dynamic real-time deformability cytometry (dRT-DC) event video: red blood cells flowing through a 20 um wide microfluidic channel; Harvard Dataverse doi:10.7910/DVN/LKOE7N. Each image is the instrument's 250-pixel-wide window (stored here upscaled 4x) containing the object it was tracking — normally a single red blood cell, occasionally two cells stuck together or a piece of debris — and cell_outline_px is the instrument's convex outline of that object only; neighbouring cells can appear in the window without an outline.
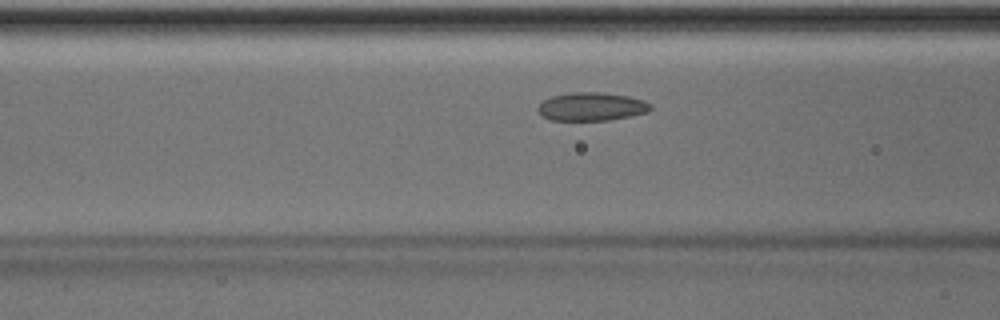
{"species": "Egyptian fruit bat (a non-hibernating species)", "species_latin": "Rousettus aegyptiacus", "temperature_condition": "room temperature", "stored_images_in_passage": 42, "camera_frame_rate_fps": 3000, "um_per_image_px": 0.085, "animal": {"sex": "male"}, "frame": {"image": 1, "passage_image": 11, "time_ms": 3.333, "image_size_px": [1000, 320], "cell_outline_px": [[652, 108], [648, 112], [632, 116], [608, 120], [548, 120], [536, 108], [544, 100], [552, 96], [572, 92], [600, 92], [628, 96], [644, 100], [652, 104]], "centroid_in_image_um": [50.32, 9.06], "position_along_channel_um": 116.3, "area_um2": 18.61}}
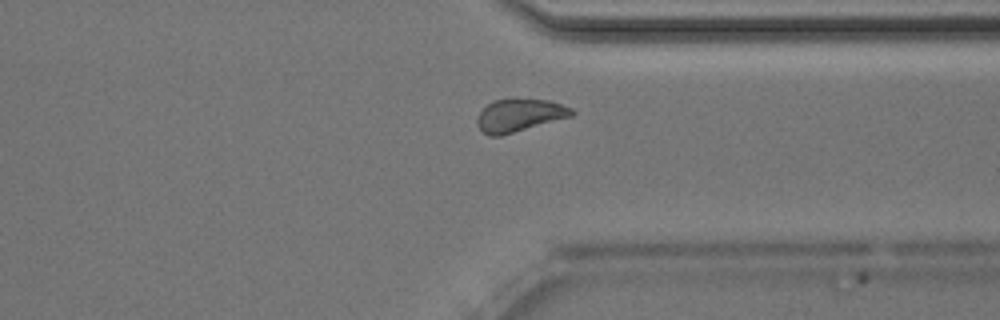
{"frame": {"image": 2, "passage_image": 30, "time_ms": 9.667, "image_size_px": [1000, 320], "cell_outline_px": [[576, 112], [572, 116], [500, 136], [488, 136], [476, 124], [476, 120], [480, 112], [492, 100], [512, 96], [548, 100], [572, 108]], "centroid_in_image_um": [44.14, 9.75], "position_along_channel_um": 367.3, "area_um2": 18.5}}
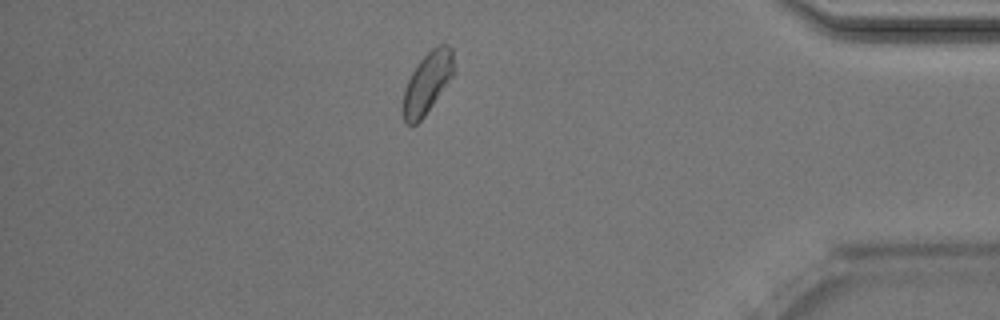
{"frame": {"image": 3, "passage_image": 35, "time_ms": 11.333, "image_size_px": [1000, 320], "cell_outline_px": [[456, 72], [424, 116], [416, 124], [408, 124], [404, 120], [400, 108], [404, 88], [412, 72], [420, 60], [432, 48], [440, 44], [448, 44], [452, 48]], "centroid_in_image_um": [36.32, 7.03], "position_along_channel_um": 398.9, "area_um2": 18.44}, "authors_computed_cell_mechanics": {"area_um2": 18.4671, "velocity_mm_per_s": 3.9636, "shape_relaxation_time_tau1_ms": 4.1568, "shape_relaxation_time_tau2_ms": 4.3055, "deformation_change_tau1": 0.0568, "deformation_change_tau2": 0.0802}}